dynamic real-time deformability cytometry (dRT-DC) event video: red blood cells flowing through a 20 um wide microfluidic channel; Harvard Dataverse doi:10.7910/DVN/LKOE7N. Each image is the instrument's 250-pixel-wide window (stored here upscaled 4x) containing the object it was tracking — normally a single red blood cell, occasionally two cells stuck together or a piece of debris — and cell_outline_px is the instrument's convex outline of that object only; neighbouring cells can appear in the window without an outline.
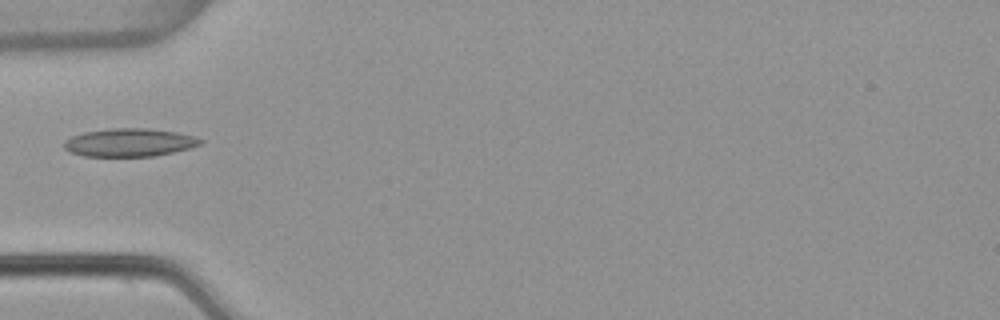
{"species": "common noctule bat (a hibernating species)", "species_latin": "Nyctalus noctula", "temperature_condition": "warm", "stored_images_in_passage": 6, "camera_frame_rate_fps": 3000, "um_per_image_px": 0.085, "animal": {"sex": "female", "body_mass_g": 22.7, "forearm_length_mm": 54.2}, "frame": {"image": 1, "passage_image": 5, "time_ms": 1.333, "image_size_px": [1000, 320], "cell_outline_px": [[204, 140], [200, 144], [188, 148], [156, 156], [84, 156], [68, 152], [64, 148], [64, 140], [72, 136], [84, 132], [112, 128], [148, 128], [176, 132], [192, 136]], "centroid_in_image_um": [10.95, 12.11], "position_along_channel_um": 74.0, "area_um2": 22.25}}
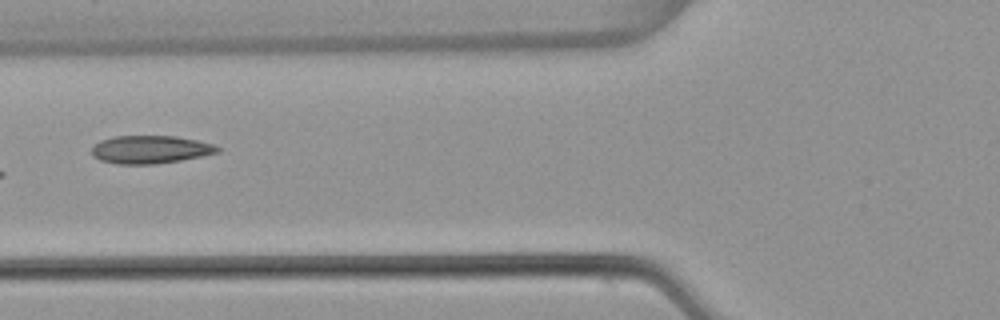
{"frame": {"image": 2, "passage_image": 6, "time_ms": 1.667, "image_size_px": [1000, 320], "cell_outline_px": [[220, 152], [180, 160], [156, 164], [116, 164], [100, 160], [92, 156], [92, 148], [100, 140], [112, 136], [176, 136], [196, 140], [212, 144], [220, 148]], "centroid_in_image_um": [12.75, 12.71], "position_along_channel_um": 113.1, "area_um2": 20.46}}